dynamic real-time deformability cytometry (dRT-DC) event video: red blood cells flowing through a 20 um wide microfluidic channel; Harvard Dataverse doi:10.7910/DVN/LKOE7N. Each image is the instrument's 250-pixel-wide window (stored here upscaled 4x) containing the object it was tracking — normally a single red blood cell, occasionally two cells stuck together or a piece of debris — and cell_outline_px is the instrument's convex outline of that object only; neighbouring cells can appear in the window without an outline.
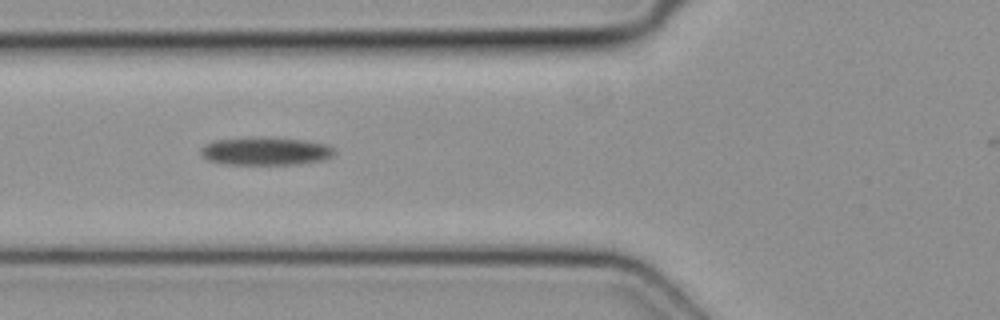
{"species": "common noctule bat (a hibernating species)", "species_latin": "Nyctalus noctula", "temperature_condition": "cold", "stored_images_in_passage": 7, "camera_frame_rate_fps": 3000, "um_per_image_px": 0.085, "animal": {"sex": "female", "body_mass_g": 19.3, "forearm_length_mm": 54.1}, "frame": {"image": 1, "passage_image": 5, "time_ms": 1.333, "image_size_px": [1000, 320], "cell_outline_px": [[336, 152], [332, 156], [324, 160], [300, 164], [224, 164], [208, 160], [200, 152], [200, 148], [204, 144], [216, 140], [248, 136], [304, 140], [328, 144]], "centroid_in_image_um": [22.57, 12.84], "position_along_channel_um": 103.2, "area_um2": 22.02}}
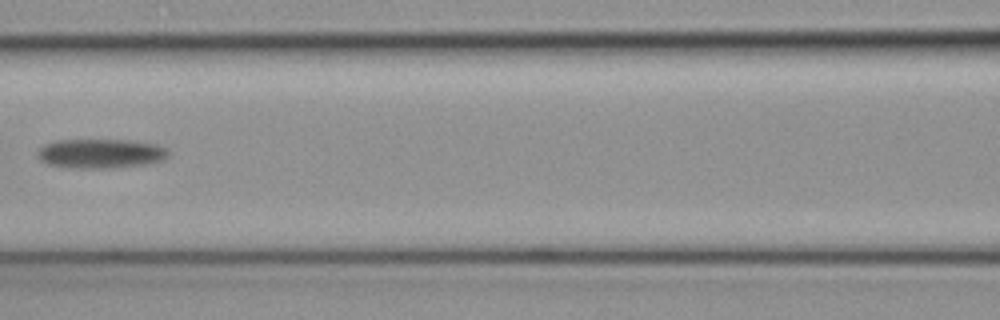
{"frame": {"image": 2, "passage_image": 6, "time_ms": 1.667, "image_size_px": [1000, 320], "cell_outline_px": [[168, 156], [164, 160], [144, 164], [116, 168], [68, 168], [48, 164], [40, 160], [36, 156], [36, 152], [44, 144], [56, 140], [128, 140], [156, 144], [168, 148]], "centroid_in_image_um": [8.53, 13.05], "position_along_channel_um": 158.1, "area_um2": 22.66}}